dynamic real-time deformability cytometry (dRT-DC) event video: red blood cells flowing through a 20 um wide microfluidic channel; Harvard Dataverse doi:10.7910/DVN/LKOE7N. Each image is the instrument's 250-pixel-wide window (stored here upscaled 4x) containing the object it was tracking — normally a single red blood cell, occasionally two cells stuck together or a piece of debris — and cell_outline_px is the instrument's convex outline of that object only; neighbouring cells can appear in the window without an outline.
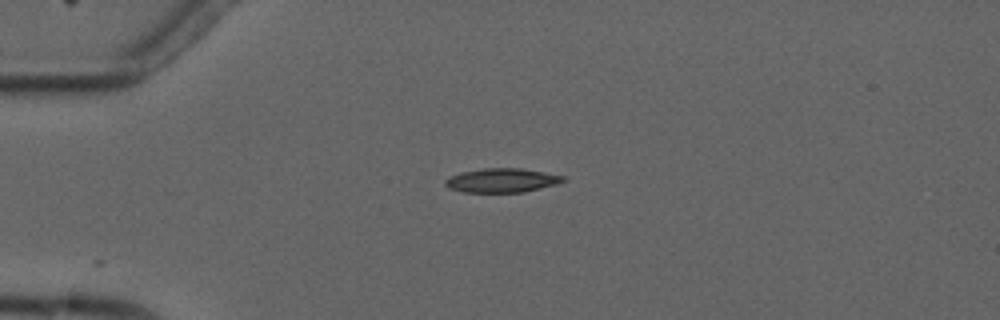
{"species": "common noctule bat (a hibernating species)", "species_latin": "Nyctalus noctula", "temperature_condition": "cold", "stored_images_in_passage": 4, "camera_frame_rate_fps": 3000, "um_per_image_px": 0.085, "animal": {"sex": "male", "forearm_length_mm": 52.5}, "frame": {"image": 1, "passage_image": 3, "time_ms": 2.333, "image_size_px": [1000, 320], "cell_outline_px": [[564, 180], [556, 184], [524, 192], [464, 192], [448, 188], [444, 184], [444, 180], [460, 172], [484, 168], [520, 168], [564, 176]], "centroid_in_image_um": [42.61, 15.33], "position_along_channel_um": 42.4, "area_um2": 16.36}}